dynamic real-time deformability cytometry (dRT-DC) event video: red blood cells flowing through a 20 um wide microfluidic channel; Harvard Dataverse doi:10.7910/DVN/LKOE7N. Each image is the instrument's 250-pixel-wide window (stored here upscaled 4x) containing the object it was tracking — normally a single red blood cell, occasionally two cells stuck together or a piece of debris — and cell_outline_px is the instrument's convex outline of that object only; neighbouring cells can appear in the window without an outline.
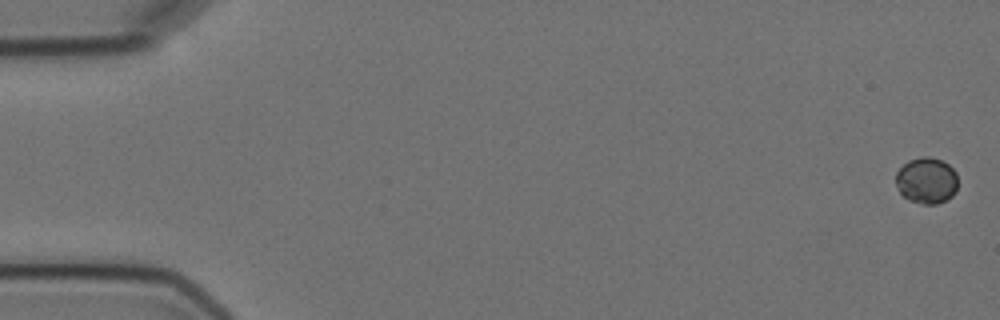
{"species": "Egyptian fruit bat (a non-hibernating species)", "species_latin": "Rousettus aegyptiacus", "temperature_condition": "cold", "stored_images_in_passage": 6, "segment_of_instrument_passage": [1, 2], "camera_frame_rate_fps": 3000, "um_per_image_px": 0.085, "animal": {"sex": "female"}, "frame": {"image": 1, "passage_image": 1, "time_ms": 0.0, "image_size_px": [1000, 320], "cell_outline_px": [[956, 192], [952, 196], [936, 204], [924, 204], [908, 200], [900, 192], [896, 184], [896, 172], [908, 160], [920, 156], [928, 156], [940, 160], [948, 164], [956, 172]], "centroid_in_image_um": [78.74, 15.33], "position_along_channel_um": 6.3, "area_um2": 16.65}}
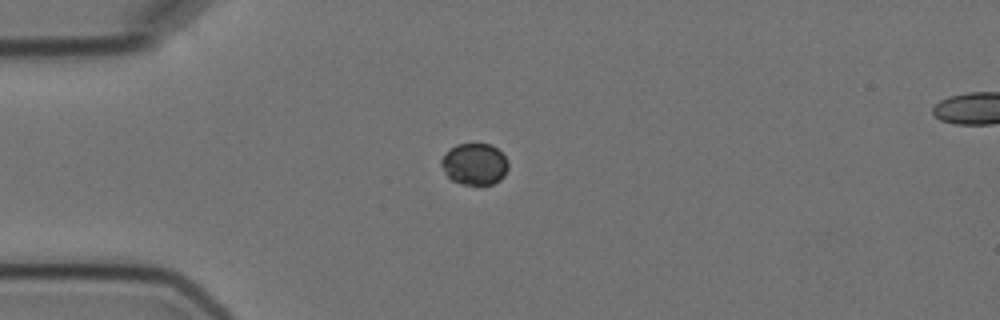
{"frame": {"image": 2, "passage_image": 5, "time_ms": 4.667, "image_size_px": [1000, 320], "cell_outline_px": [[508, 168], [504, 176], [500, 180], [492, 184], [476, 188], [460, 184], [452, 180], [444, 172], [440, 164], [440, 160], [444, 152], [456, 144], [492, 144], [508, 160]], "centroid_in_image_um": [40.32, 13.99], "position_along_channel_um": 44.7, "area_um2": 16.82}}